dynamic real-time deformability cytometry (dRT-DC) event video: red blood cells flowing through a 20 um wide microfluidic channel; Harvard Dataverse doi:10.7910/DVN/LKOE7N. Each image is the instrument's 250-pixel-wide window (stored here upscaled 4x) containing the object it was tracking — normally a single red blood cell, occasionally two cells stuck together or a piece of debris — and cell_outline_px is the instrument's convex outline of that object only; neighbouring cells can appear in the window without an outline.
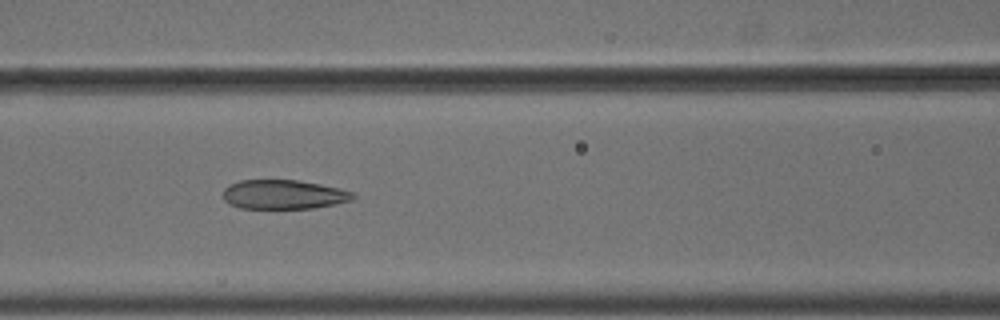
{"species": "common noctule bat (a hibernating species)", "species_latin": "Nyctalus noctula", "temperature_condition": "cold", "stored_images_in_passage": 8, "camera_frame_rate_fps": 3000, "um_per_image_px": 0.085, "animal": {"sex": "male", "body_mass_g": 18.8}, "frame": {"image": 1, "passage_image": 8, "time_ms": 2.333, "image_size_px": [1000, 320], "cell_outline_px": [[356, 196], [352, 200], [336, 204], [312, 208], [240, 208], [228, 204], [224, 200], [224, 188], [228, 184], [240, 180], [300, 180], [340, 188], [352, 192]], "centroid_in_image_um": [24.1, 16.52], "position_along_channel_um": 142.5, "area_um2": 22.25}}